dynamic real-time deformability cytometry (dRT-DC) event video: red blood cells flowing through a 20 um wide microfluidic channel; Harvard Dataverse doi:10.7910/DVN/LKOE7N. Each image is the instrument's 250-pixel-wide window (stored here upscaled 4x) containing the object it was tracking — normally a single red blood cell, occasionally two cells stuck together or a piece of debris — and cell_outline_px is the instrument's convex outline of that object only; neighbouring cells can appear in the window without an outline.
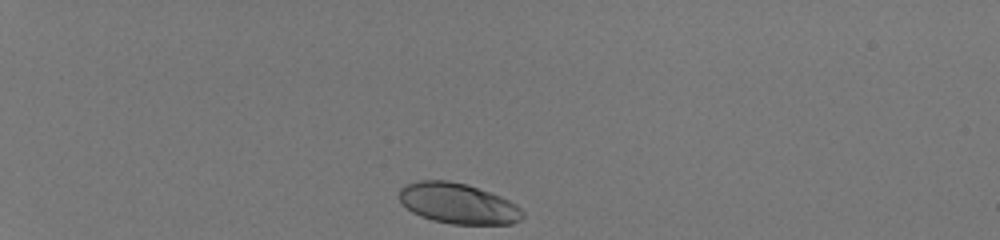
{"species": "human", "species_latin": "Homo sapiens", "temperature_condition": "room temperature", "stored_images_in_passage": 36, "camera_frame_rate_fps": 3000, "um_per_image_px": 0.085, "donor": {"sex": "male"}, "frame": {"image": 1, "passage_image": 1, "time_ms": 0.0, "image_size_px": [1000, 240], "cell_outline_px": [[524, 216], [520, 220], [512, 224], [452, 224], [432, 220], [420, 216], [412, 212], [400, 200], [400, 188], [408, 184], [420, 180], [448, 180], [468, 184], [500, 196], [516, 204], [524, 212]], "centroid_in_image_um": [38.96, 17.3], "position_along_channel_um": 46.0, "area_um2": 29.13}}
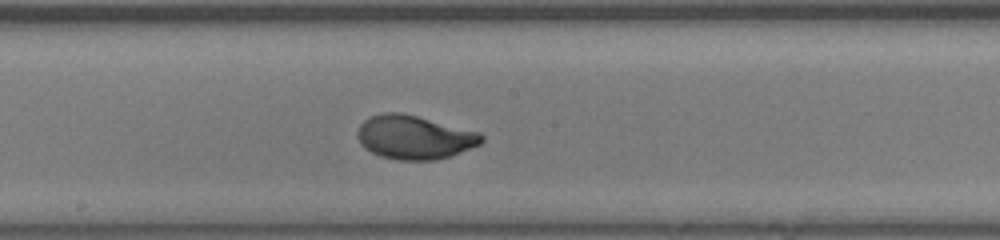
{"frame": {"image": 2, "passage_image": 19, "time_ms": 6.0, "image_size_px": [1000, 240], "cell_outline_px": [[484, 140], [480, 144], [448, 156], [436, 160], [396, 160], [380, 156], [364, 148], [360, 144], [356, 136], [356, 132], [360, 124], [368, 116], [380, 112], [400, 112], [480, 132], [484, 136]], "centroid_in_image_um": [35.16, 11.66], "position_along_channel_um": 213.0, "area_um2": 31.73}}
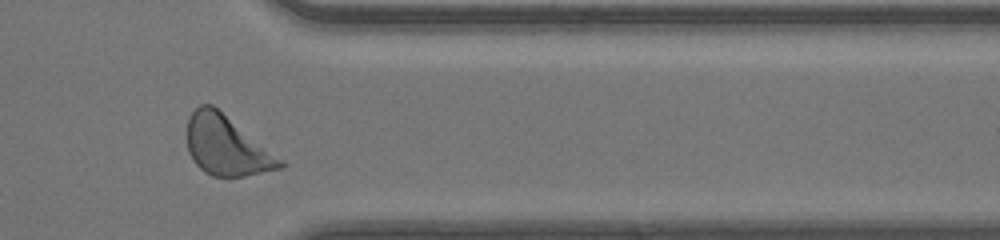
{"frame": {"image": 3, "passage_image": 32, "time_ms": 10.333, "image_size_px": [1000, 240], "cell_outline_px": [[288, 164], [284, 168], [244, 176], [212, 176], [204, 172], [192, 160], [188, 152], [188, 116], [200, 104], [212, 104], [284, 160]], "centroid_in_image_um": [19.28, 12.4], "position_along_channel_um": 392.1, "area_um2": 32.25}, "authors_computed_cell_mechanics": {"area_um2": 30.4028, "velocity_mm_per_s": 4.1527, "shape_relaxation_time_tau1_ms": 2.5524, "shape_relaxation_time_tau2_ms": null, "deformation_change_tau1": 0.1692, "deformation_change_tau2": null}}